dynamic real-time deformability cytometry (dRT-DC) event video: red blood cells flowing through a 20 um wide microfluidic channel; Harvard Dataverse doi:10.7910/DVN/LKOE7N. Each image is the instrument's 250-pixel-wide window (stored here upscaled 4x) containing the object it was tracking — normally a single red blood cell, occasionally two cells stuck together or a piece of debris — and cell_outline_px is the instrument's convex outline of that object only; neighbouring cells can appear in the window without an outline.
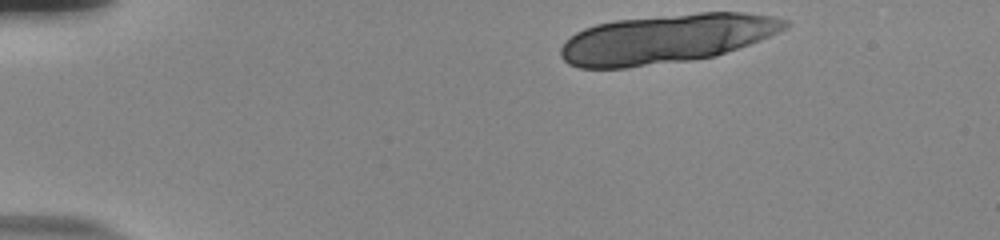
{"species": "human", "species_latin": "Homo sapiens", "temperature_condition": "room temperature", "stored_images_in_passage": 13, "camera_frame_rate_fps": 3000, "um_per_image_px": 0.085, "donor": {"sex": "male"}, "frame": {"image": 1, "passage_image": 1, "time_ms": 0.0, "image_size_px": [1000, 240], "cell_outline_px": [[792, 24], [788, 28], [780, 32], [760, 40], [716, 56], [692, 60], [628, 68], [580, 68], [568, 64], [560, 56], [560, 48], [576, 32], [584, 28], [596, 24], [612, 20], [700, 12], [744, 12], [772, 16], [788, 20]], "centroid_in_image_um": [56.66, 3.29], "position_along_channel_um": 28.3, "area_um2": 64.68}}